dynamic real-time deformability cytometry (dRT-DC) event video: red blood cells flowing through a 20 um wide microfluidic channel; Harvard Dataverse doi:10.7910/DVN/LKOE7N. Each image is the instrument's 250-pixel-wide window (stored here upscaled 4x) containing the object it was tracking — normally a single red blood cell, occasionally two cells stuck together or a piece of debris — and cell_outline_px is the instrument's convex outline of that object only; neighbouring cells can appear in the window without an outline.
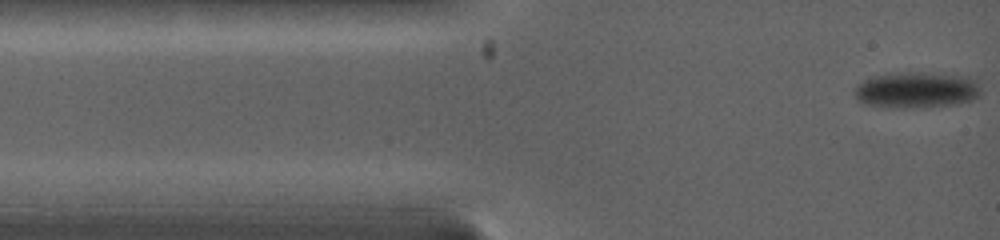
{"species": "common noctule bat (a hibernating species)", "species_latin": "Nyctalus noctula", "temperature_condition": "warm", "stored_images_in_passage": 29, "camera_frame_rate_fps": 5000, "um_per_image_px": 0.085, "animal": {"sex": "female", "body_mass_g": 19.0, "forearm_length_mm": 53.3}, "frame": {"image": 1, "passage_image": 1, "time_ms": 0.0, "image_size_px": [1000, 240], "cell_outline_px": [[980, 96], [972, 100], [956, 104], [924, 108], [892, 108], [868, 104], [856, 100], [852, 92], [856, 84], [868, 76], [888, 72], [936, 72], [980, 76]], "centroid_in_image_um": [77.95, 7.61], "position_along_channel_um": 7.1, "area_um2": 28.26}}
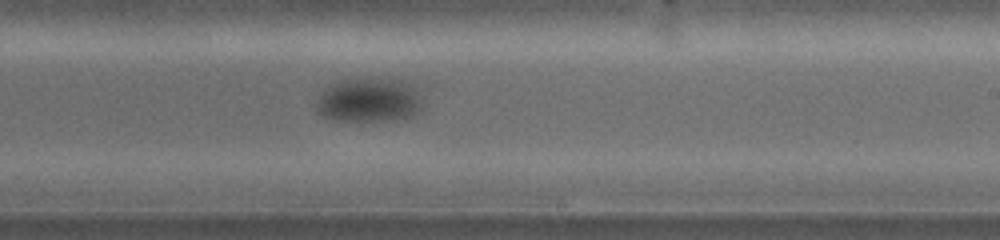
{"frame": {"image": 2, "passage_image": 15, "time_ms": 7.8, "image_size_px": [1000, 240], "cell_outline_px": [[420, 112], [412, 116], [396, 120], [336, 120], [324, 116], [316, 112], [316, 100], [332, 84], [340, 80], [404, 80], [416, 92], [420, 104]], "centroid_in_image_um": [31.33, 8.55], "position_along_channel_um": 257.7, "area_um2": 26.41}}
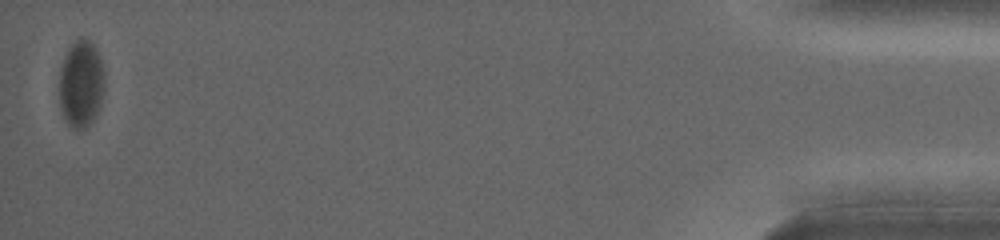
{"frame": {"image": 3, "passage_image": 29, "time_ms": 15.8, "image_size_px": [1000, 240], "cell_outline_px": [[104, 92], [96, 112], [92, 120], [84, 128], [76, 128], [68, 124], [64, 116], [60, 104], [60, 68], [64, 56], [68, 48], [76, 40], [88, 40], [96, 48], [100, 56], [104, 72]], "centroid_in_image_um": [6.9, 7.09], "position_along_channel_um": 428.3, "area_um2": 22.54}, "authors_computed_cell_mechanics": {"area_um2": 27.8018, "velocity_mm_per_s": 3.8919, "shape_relaxation_time_tau1_ms": 7.8744, "shape_relaxation_time_tau2_ms": null, "deformation_change_tau1": 0.1556, "deformation_change_tau2": null}}